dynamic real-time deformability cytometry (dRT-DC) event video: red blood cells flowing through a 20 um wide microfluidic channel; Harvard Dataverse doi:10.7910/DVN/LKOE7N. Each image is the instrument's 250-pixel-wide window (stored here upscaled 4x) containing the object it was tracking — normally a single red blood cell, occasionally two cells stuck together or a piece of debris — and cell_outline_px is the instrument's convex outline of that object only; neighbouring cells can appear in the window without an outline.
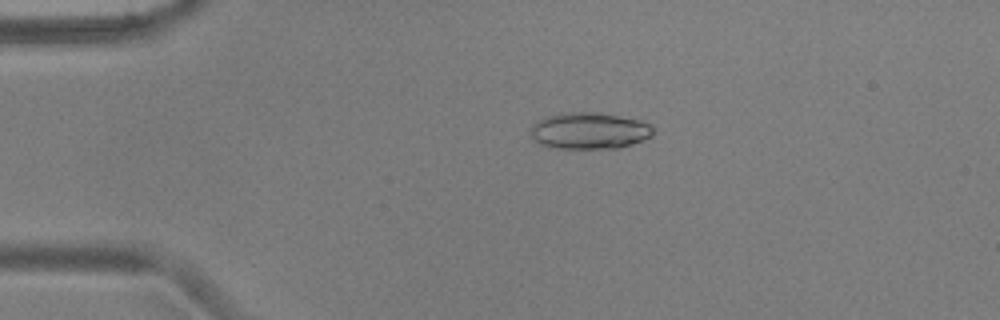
{"species": "common noctule bat (a hibernating species)", "species_latin": "Nyctalus noctula", "temperature_condition": "warm", "stored_images_in_passage": 48, "camera_frame_rate_fps": 3000, "um_per_image_px": 0.085, "animal": {"sex": "male", "body_mass_g": 17.9, "forearm_length_mm": 54.2}, "frame": {"image": 1, "passage_image": 6, "time_ms": 1.667, "image_size_px": [1000, 320], "cell_outline_px": [[652, 136], [644, 140], [620, 148], [556, 148], [536, 144], [528, 132], [532, 124], [536, 120], [544, 116], [560, 112], [600, 112], [640, 120], [652, 124]], "centroid_in_image_um": [50.03, 11.1], "position_along_channel_um": 35.0, "area_um2": 26.76}}
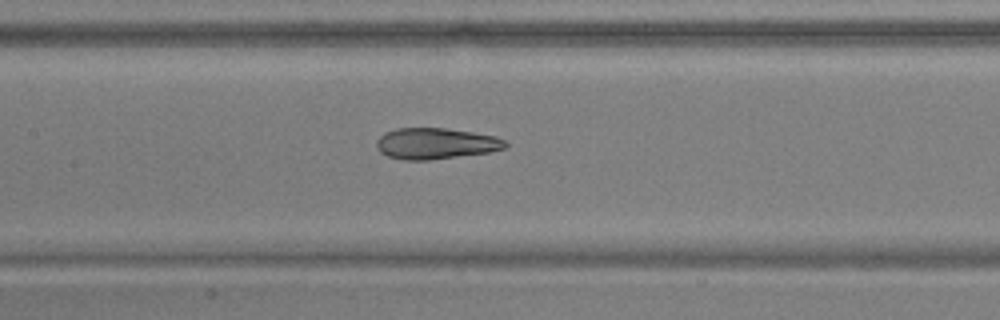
{"frame": {"image": 2, "passage_image": 20, "time_ms": 6.333, "image_size_px": [1000, 320], "cell_outline_px": [[508, 144], [504, 148], [488, 152], [428, 160], [404, 160], [388, 156], [380, 152], [376, 144], [376, 140], [384, 132], [396, 128], [444, 128], [472, 132], [496, 136], [504, 140]], "centroid_in_image_um": [37.0, 12.19], "position_along_channel_um": 170.4, "area_um2": 23.24}}
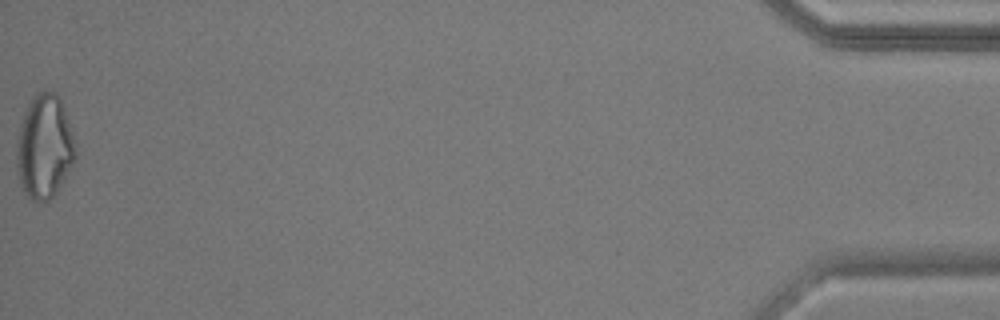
{"frame": {"image": 3, "passage_image": 48, "time_ms": 15.667, "image_size_px": [1000, 320], "cell_outline_px": [[76, 156], [64, 180], [56, 192], [48, 200], [40, 204], [32, 200], [24, 192], [20, 184], [16, 168], [16, 140], [20, 124], [24, 112], [32, 96], [36, 92], [44, 88], [56, 92], [64, 108], [72, 128], [76, 152]], "centroid_in_image_um": [3.75, 12.45], "position_along_channel_um": 431.4, "area_um2": 36.24}, "authors_computed_cell_mechanics": {"area_um2": 25.6054, "velocity_mm_per_s": 3.8061, "shape_relaxation_time_tau1_ms": 8.3844, "shape_relaxation_time_tau2_ms": 1.9338, "deformation_change_tau1": 0.2524, "deformation_change_tau2": 0.0959}}